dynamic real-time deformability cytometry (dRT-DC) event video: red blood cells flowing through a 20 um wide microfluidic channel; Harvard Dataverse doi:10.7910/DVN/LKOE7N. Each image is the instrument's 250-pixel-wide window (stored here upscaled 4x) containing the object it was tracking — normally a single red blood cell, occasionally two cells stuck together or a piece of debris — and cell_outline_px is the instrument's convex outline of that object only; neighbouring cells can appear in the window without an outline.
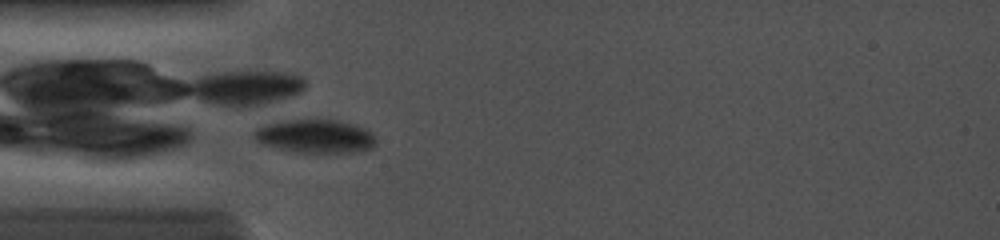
{"species": "common noctule bat (a hibernating species)", "species_latin": "Nyctalus noctula", "temperature_condition": "cold", "stored_images_in_passage": 1, "camera_frame_rate_fps": 5000, "um_per_image_px": 0.085, "animal": {"sex": "female", "body_mass_g": 19.0, "forearm_length_mm": 56.7}, "frame": {"image": 1, "passage_image": 1, "time_ms": 0.0, "image_size_px": [1000, 240], "cell_outline_px": [[376, 144], [372, 148], [352, 152], [296, 152], [264, 144], [256, 140], [256, 132], [260, 128], [268, 124], [292, 120], [336, 120], [352, 124], [364, 128], [372, 132], [376, 140]], "centroid_in_image_um": [26.89, 11.59], "position_along_channel_um": 58.1, "area_um2": 23.0}}